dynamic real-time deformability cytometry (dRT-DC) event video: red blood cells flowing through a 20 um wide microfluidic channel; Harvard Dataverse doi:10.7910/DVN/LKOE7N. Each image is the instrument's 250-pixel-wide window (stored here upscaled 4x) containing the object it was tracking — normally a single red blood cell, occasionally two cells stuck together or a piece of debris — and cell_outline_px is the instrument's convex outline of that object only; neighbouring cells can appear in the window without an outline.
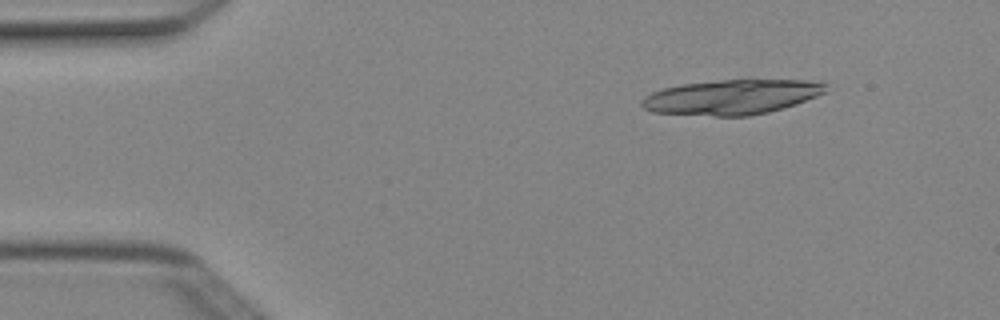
{"species": "Egyptian fruit bat (a non-hibernating species)", "species_latin": "Rousettus aegyptiacus", "temperature_condition": "cold", "stored_images_in_passage": 3, "camera_frame_rate_fps": 3000, "um_per_image_px": 0.085, "animal": {"sex": "female"}, "frame": {"image": 1, "passage_image": 1, "time_ms": 0.0, "image_size_px": [1000, 320], "cell_outline_px": [[828, 92], [796, 104], [784, 108], [768, 112], [748, 116], [712, 116], [652, 112], [644, 108], [640, 104], [640, 100], [644, 96], [652, 92], [664, 88], [680, 84], [720, 80], [804, 80], [828, 84]], "centroid_in_image_um": [62.19, 8.25], "position_along_channel_um": 22.8, "area_um2": 37.57}}